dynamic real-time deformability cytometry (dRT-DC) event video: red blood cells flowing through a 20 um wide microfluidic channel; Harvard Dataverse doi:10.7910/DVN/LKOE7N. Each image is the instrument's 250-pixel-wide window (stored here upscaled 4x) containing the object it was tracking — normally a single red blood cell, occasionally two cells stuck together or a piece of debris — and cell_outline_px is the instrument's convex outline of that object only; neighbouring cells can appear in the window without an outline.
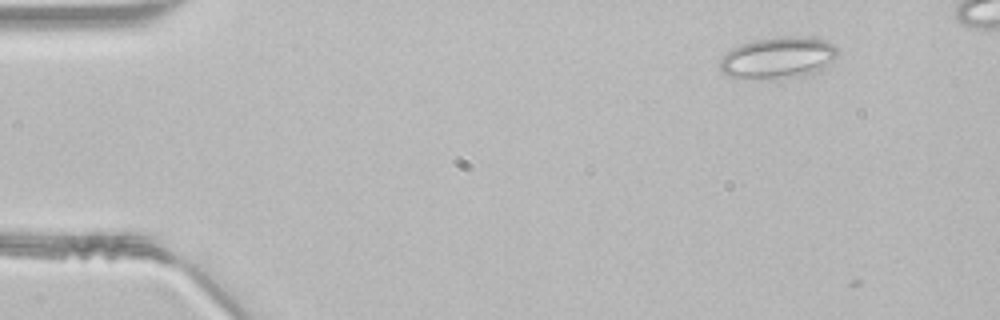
{"species": "common noctule bat (a hibernating species)", "species_latin": "Nyctalus noctula", "temperature_condition": "room temperature", "stored_images_in_passage": 3, "camera_frame_rate_fps": 3000, "um_per_image_px": 0.085, "animal": {"sex": "male", "body_mass_g": 21.5, "forearm_length_mm": 52.0}, "frame": {"image": 1, "passage_image": 2, "time_ms": 0.333, "image_size_px": [1000, 320], "cell_outline_px": [[840, 52], [820, 72], [792, 76], [728, 76], [716, 64], [732, 48], [740, 44], [756, 40], [780, 36], [808, 36], [824, 40], [836, 44]], "centroid_in_image_um": [66.21, 4.84], "position_along_channel_um": 18.8, "area_um2": 27.86}}